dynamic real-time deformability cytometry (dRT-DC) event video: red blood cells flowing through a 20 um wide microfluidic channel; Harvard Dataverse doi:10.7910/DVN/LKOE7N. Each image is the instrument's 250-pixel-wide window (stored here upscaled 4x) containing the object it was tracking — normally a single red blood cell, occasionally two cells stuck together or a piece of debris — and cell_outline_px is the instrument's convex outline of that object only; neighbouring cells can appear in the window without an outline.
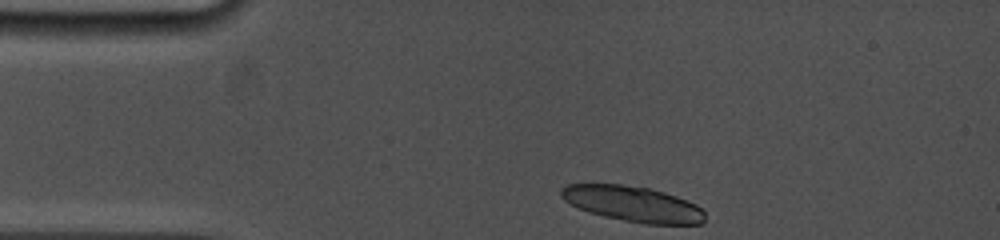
{"species": "common noctule bat (a hibernating species)", "species_latin": "Nyctalus noctula", "temperature_condition": "cold", "stored_images_in_passage": 4, "camera_frame_rate_fps": 5000, "um_per_image_px": 0.085, "animal": {"sex": "female", "body_mass_g": 19.0, "forearm_length_mm": 53.3}, "frame": {"image": 1, "passage_image": 1, "time_ms": 0.0, "image_size_px": [1000, 240], "cell_outline_px": [[704, 220], [700, 224], [644, 224], [604, 216], [588, 212], [564, 200], [560, 196], [560, 188], [568, 184], [620, 184], [648, 188], [664, 192], [688, 200], [696, 204], [704, 212]], "centroid_in_image_um": [53.79, 17.33], "position_along_channel_um": 31.2, "area_um2": 29.65}}